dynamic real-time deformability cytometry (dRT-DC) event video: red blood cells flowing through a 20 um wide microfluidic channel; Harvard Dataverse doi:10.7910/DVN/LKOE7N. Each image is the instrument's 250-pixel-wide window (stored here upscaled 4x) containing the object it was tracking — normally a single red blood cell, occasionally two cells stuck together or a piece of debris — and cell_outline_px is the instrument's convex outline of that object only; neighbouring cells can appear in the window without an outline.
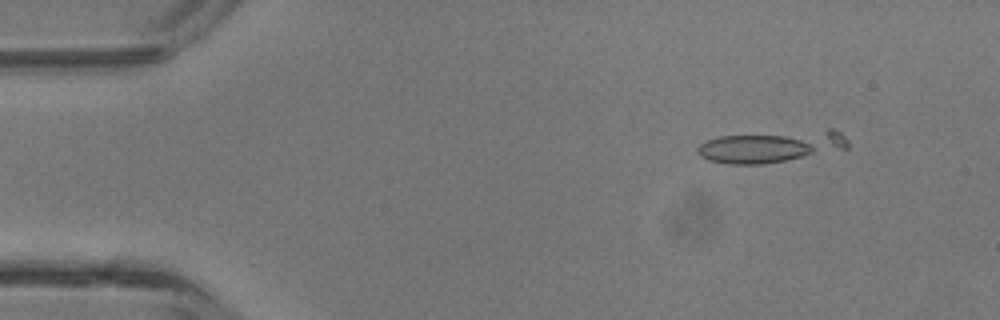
{"species": "common noctule bat (a hibernating species)", "species_latin": "Nyctalus noctula", "temperature_condition": "room temperature", "stored_images_in_passage": 4, "camera_frame_rate_fps": 3000, "um_per_image_px": 0.085, "animal": {"sex": "male", "body_mass_g": 13.3}, "frame": {"image": 1, "passage_image": 2, "time_ms": 1.333, "image_size_px": [1000, 320], "cell_outline_px": [[848, 148], [788, 160], [764, 164], [728, 164], [708, 160], [700, 156], [696, 152], [696, 148], [700, 144], [708, 140], [720, 136], [828, 128], [832, 128], [840, 132], [844, 136], [848, 144]], "centroid_in_image_um": [65.57, 12.43], "position_along_channel_um": 19.4, "area_um2": 27.98}}
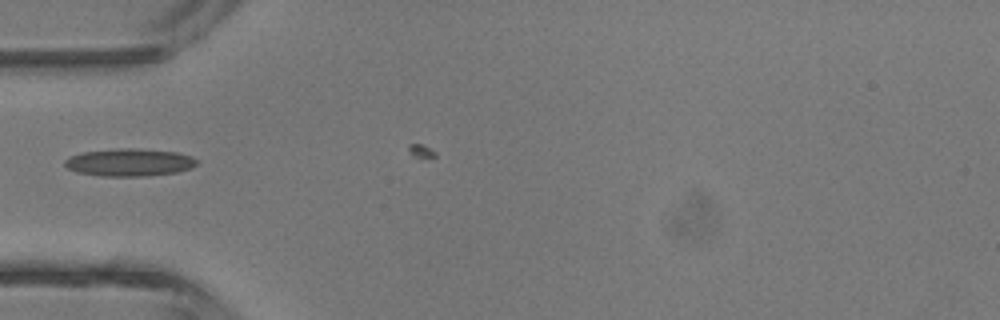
{"frame": {"image": 2, "passage_image": 4, "time_ms": 4.333, "image_size_px": [1000, 320], "cell_outline_px": [[196, 164], [192, 168], [176, 172], [148, 176], [100, 176], [76, 172], [68, 168], [64, 164], [64, 160], [68, 156], [84, 152], [116, 148], [132, 148], [176, 152], [192, 156], [196, 160]], "centroid_in_image_um": [10.97, 13.8], "position_along_channel_um": 74.0, "area_um2": 21.27}}